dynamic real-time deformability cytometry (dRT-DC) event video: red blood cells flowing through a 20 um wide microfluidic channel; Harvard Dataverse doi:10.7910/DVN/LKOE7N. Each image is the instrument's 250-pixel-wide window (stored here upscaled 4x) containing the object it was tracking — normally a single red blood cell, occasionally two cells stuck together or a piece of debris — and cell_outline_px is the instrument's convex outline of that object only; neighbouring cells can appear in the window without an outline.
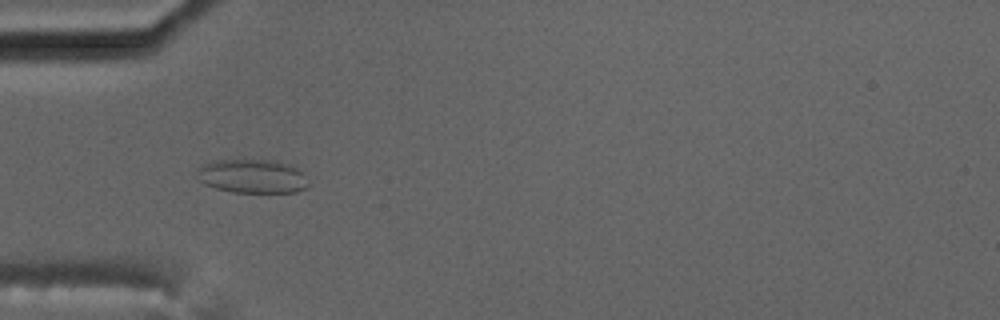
{"species": "common noctule bat (a hibernating species)", "species_latin": "Nyctalus noctula", "temperature_condition": "cold", "stored_images_in_passage": 8, "camera_frame_rate_fps": 3000, "um_per_image_px": 0.085, "animal": {"sex": "male", "body_mass_g": 17.5, "forearm_length_mm": 52.3}, "frame": {"image": 1, "passage_image": 5, "time_ms": 5.333, "image_size_px": [1000, 320], "cell_outline_px": [[308, 188], [296, 192], [232, 192], [216, 188], [204, 184], [196, 176], [196, 168], [200, 164], [208, 160], [268, 160], [292, 164], [304, 172], [308, 184]], "centroid_in_image_um": [21.42, 14.96], "position_along_channel_um": 63.6, "area_um2": 22.43}}
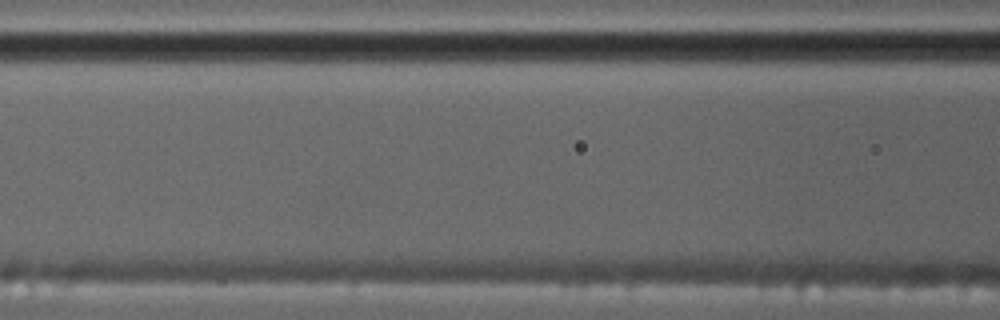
{"frame": {"image": 2, "passage_image": 8, "time_ms": 9.667, "image_size_px": [1000, 320], "cell_outline_px": [[868, 284], [760, 284], [748, 280], [760, 264], [800, 264], [856, 276], [868, 280]], "centroid_in_image_um": [68.09, 23.42], "position_along_channel_um": 98.5, "area_um2": 12.83}}